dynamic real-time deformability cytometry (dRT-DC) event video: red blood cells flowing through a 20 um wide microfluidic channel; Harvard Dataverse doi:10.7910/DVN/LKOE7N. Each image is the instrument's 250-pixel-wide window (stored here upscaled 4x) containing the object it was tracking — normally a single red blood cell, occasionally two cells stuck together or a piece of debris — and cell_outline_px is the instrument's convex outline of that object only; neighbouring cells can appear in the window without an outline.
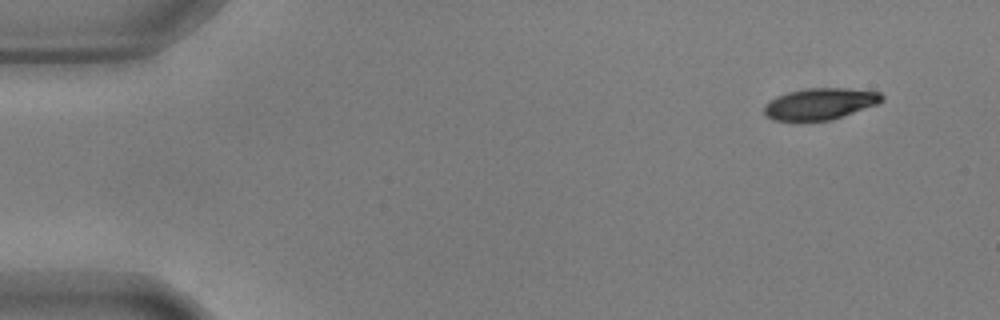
{"species": "common noctule bat (a hibernating species)", "species_latin": "Nyctalus noctula", "temperature_condition": "warm", "stored_images_in_passage": 9, "camera_frame_rate_fps": 3000, "um_per_image_px": 0.085, "animal": {"sex": "male", "body_mass_g": 17.9, "forearm_length_mm": 54.2}, "frame": {"image": 1, "passage_image": 1, "time_ms": 0.0, "image_size_px": [1000, 320], "cell_outline_px": [[884, 100], [876, 104], [832, 120], [772, 120], [764, 112], [764, 104], [768, 100], [776, 96], [788, 92], [804, 88], [844, 88], [880, 92], [884, 96]], "centroid_in_image_um": [69.68, 8.81], "position_along_channel_um": 15.3, "area_um2": 21.5}}